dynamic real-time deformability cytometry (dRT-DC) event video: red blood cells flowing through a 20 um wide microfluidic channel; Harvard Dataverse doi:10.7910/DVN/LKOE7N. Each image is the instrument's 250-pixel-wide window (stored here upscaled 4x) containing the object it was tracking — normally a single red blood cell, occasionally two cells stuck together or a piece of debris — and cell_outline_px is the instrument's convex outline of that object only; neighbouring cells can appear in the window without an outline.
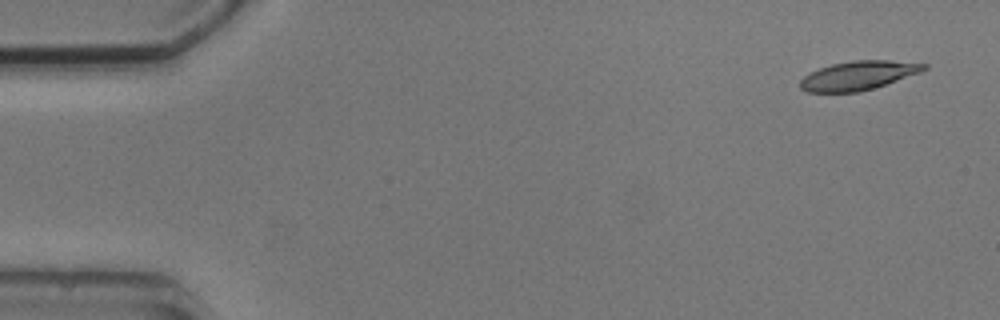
{"species": "common noctule bat (a hibernating species)", "species_latin": "Nyctalus noctula", "temperature_condition": "cold", "stored_images_in_passage": 5, "camera_frame_rate_fps": 3000, "um_per_image_px": 0.085, "animal": {"sex": "male", "body_mass_g": 20.5, "forearm_length_mm": 52.5}, "frame": {"image": 1, "passage_image": 1, "time_ms": 0.0, "image_size_px": [1000, 320], "cell_outline_px": [[928, 68], [920, 72], [872, 88], [856, 92], [808, 92], [800, 88], [800, 80], [804, 76], [820, 68], [832, 64], [852, 60], [888, 60], [928, 64]], "centroid_in_image_um": [72.94, 6.41], "position_along_channel_um": 12.1, "area_um2": 20.52}}